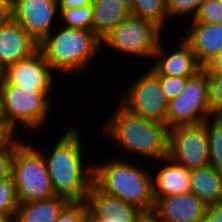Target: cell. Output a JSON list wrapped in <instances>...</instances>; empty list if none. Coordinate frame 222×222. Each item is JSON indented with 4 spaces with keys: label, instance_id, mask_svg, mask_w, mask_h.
Wrapping results in <instances>:
<instances>
[{
    "label": "cell",
    "instance_id": "33",
    "mask_svg": "<svg viewBox=\"0 0 222 222\" xmlns=\"http://www.w3.org/2000/svg\"><path fill=\"white\" fill-rule=\"evenodd\" d=\"M201 222H222V202L207 206L206 215Z\"/></svg>",
    "mask_w": 222,
    "mask_h": 222
},
{
    "label": "cell",
    "instance_id": "7",
    "mask_svg": "<svg viewBox=\"0 0 222 222\" xmlns=\"http://www.w3.org/2000/svg\"><path fill=\"white\" fill-rule=\"evenodd\" d=\"M161 39L163 30L155 23L130 15L101 39V46L153 60Z\"/></svg>",
    "mask_w": 222,
    "mask_h": 222
},
{
    "label": "cell",
    "instance_id": "28",
    "mask_svg": "<svg viewBox=\"0 0 222 222\" xmlns=\"http://www.w3.org/2000/svg\"><path fill=\"white\" fill-rule=\"evenodd\" d=\"M192 23L222 24V4L217 0H205L191 19Z\"/></svg>",
    "mask_w": 222,
    "mask_h": 222
},
{
    "label": "cell",
    "instance_id": "18",
    "mask_svg": "<svg viewBox=\"0 0 222 222\" xmlns=\"http://www.w3.org/2000/svg\"><path fill=\"white\" fill-rule=\"evenodd\" d=\"M164 165L152 177L153 198L181 195L190 192V171L169 157L159 160Z\"/></svg>",
    "mask_w": 222,
    "mask_h": 222
},
{
    "label": "cell",
    "instance_id": "30",
    "mask_svg": "<svg viewBox=\"0 0 222 222\" xmlns=\"http://www.w3.org/2000/svg\"><path fill=\"white\" fill-rule=\"evenodd\" d=\"M156 77L159 79L163 94L165 95L167 101L169 102L183 91L189 78L193 76H183V77L156 76Z\"/></svg>",
    "mask_w": 222,
    "mask_h": 222
},
{
    "label": "cell",
    "instance_id": "29",
    "mask_svg": "<svg viewBox=\"0 0 222 222\" xmlns=\"http://www.w3.org/2000/svg\"><path fill=\"white\" fill-rule=\"evenodd\" d=\"M211 117H222V76L208 73Z\"/></svg>",
    "mask_w": 222,
    "mask_h": 222
},
{
    "label": "cell",
    "instance_id": "35",
    "mask_svg": "<svg viewBox=\"0 0 222 222\" xmlns=\"http://www.w3.org/2000/svg\"><path fill=\"white\" fill-rule=\"evenodd\" d=\"M59 10L82 8L91 5L92 0H57Z\"/></svg>",
    "mask_w": 222,
    "mask_h": 222
},
{
    "label": "cell",
    "instance_id": "39",
    "mask_svg": "<svg viewBox=\"0 0 222 222\" xmlns=\"http://www.w3.org/2000/svg\"><path fill=\"white\" fill-rule=\"evenodd\" d=\"M15 216L4 215L0 213V222H14Z\"/></svg>",
    "mask_w": 222,
    "mask_h": 222
},
{
    "label": "cell",
    "instance_id": "37",
    "mask_svg": "<svg viewBox=\"0 0 222 222\" xmlns=\"http://www.w3.org/2000/svg\"><path fill=\"white\" fill-rule=\"evenodd\" d=\"M10 136L11 134L3 127L0 118V145L3 144Z\"/></svg>",
    "mask_w": 222,
    "mask_h": 222
},
{
    "label": "cell",
    "instance_id": "31",
    "mask_svg": "<svg viewBox=\"0 0 222 222\" xmlns=\"http://www.w3.org/2000/svg\"><path fill=\"white\" fill-rule=\"evenodd\" d=\"M88 213L87 204L82 202H70L60 213L56 222H81Z\"/></svg>",
    "mask_w": 222,
    "mask_h": 222
},
{
    "label": "cell",
    "instance_id": "10",
    "mask_svg": "<svg viewBox=\"0 0 222 222\" xmlns=\"http://www.w3.org/2000/svg\"><path fill=\"white\" fill-rule=\"evenodd\" d=\"M168 157L189 171L210 165L208 135L204 122L169 129Z\"/></svg>",
    "mask_w": 222,
    "mask_h": 222
},
{
    "label": "cell",
    "instance_id": "11",
    "mask_svg": "<svg viewBox=\"0 0 222 222\" xmlns=\"http://www.w3.org/2000/svg\"><path fill=\"white\" fill-rule=\"evenodd\" d=\"M54 71L38 50L31 57L6 66L2 70L1 85L35 89L37 92H52Z\"/></svg>",
    "mask_w": 222,
    "mask_h": 222
},
{
    "label": "cell",
    "instance_id": "5",
    "mask_svg": "<svg viewBox=\"0 0 222 222\" xmlns=\"http://www.w3.org/2000/svg\"><path fill=\"white\" fill-rule=\"evenodd\" d=\"M50 94L51 92H37L35 89L19 86L1 85L3 127L11 135L18 134V125L23 127L22 130L28 129L29 133L43 128L49 119L50 107H52Z\"/></svg>",
    "mask_w": 222,
    "mask_h": 222
},
{
    "label": "cell",
    "instance_id": "4",
    "mask_svg": "<svg viewBox=\"0 0 222 222\" xmlns=\"http://www.w3.org/2000/svg\"><path fill=\"white\" fill-rule=\"evenodd\" d=\"M38 50L54 72L72 75L89 69L102 46L93 31L62 26L54 28L39 43Z\"/></svg>",
    "mask_w": 222,
    "mask_h": 222
},
{
    "label": "cell",
    "instance_id": "17",
    "mask_svg": "<svg viewBox=\"0 0 222 222\" xmlns=\"http://www.w3.org/2000/svg\"><path fill=\"white\" fill-rule=\"evenodd\" d=\"M181 36L204 67L222 49V24L191 23Z\"/></svg>",
    "mask_w": 222,
    "mask_h": 222
},
{
    "label": "cell",
    "instance_id": "32",
    "mask_svg": "<svg viewBox=\"0 0 222 222\" xmlns=\"http://www.w3.org/2000/svg\"><path fill=\"white\" fill-rule=\"evenodd\" d=\"M14 20L13 0H0V27Z\"/></svg>",
    "mask_w": 222,
    "mask_h": 222
},
{
    "label": "cell",
    "instance_id": "8",
    "mask_svg": "<svg viewBox=\"0 0 222 222\" xmlns=\"http://www.w3.org/2000/svg\"><path fill=\"white\" fill-rule=\"evenodd\" d=\"M211 117L208 73L202 69L190 77L183 91L168 102L166 126L203 123Z\"/></svg>",
    "mask_w": 222,
    "mask_h": 222
},
{
    "label": "cell",
    "instance_id": "40",
    "mask_svg": "<svg viewBox=\"0 0 222 222\" xmlns=\"http://www.w3.org/2000/svg\"><path fill=\"white\" fill-rule=\"evenodd\" d=\"M81 222H95V220L87 213Z\"/></svg>",
    "mask_w": 222,
    "mask_h": 222
},
{
    "label": "cell",
    "instance_id": "34",
    "mask_svg": "<svg viewBox=\"0 0 222 222\" xmlns=\"http://www.w3.org/2000/svg\"><path fill=\"white\" fill-rule=\"evenodd\" d=\"M207 73L222 76V49L203 67Z\"/></svg>",
    "mask_w": 222,
    "mask_h": 222
},
{
    "label": "cell",
    "instance_id": "19",
    "mask_svg": "<svg viewBox=\"0 0 222 222\" xmlns=\"http://www.w3.org/2000/svg\"><path fill=\"white\" fill-rule=\"evenodd\" d=\"M190 192L207 206L222 202V171L212 165L190 171Z\"/></svg>",
    "mask_w": 222,
    "mask_h": 222
},
{
    "label": "cell",
    "instance_id": "20",
    "mask_svg": "<svg viewBox=\"0 0 222 222\" xmlns=\"http://www.w3.org/2000/svg\"><path fill=\"white\" fill-rule=\"evenodd\" d=\"M69 203L68 199L60 196L42 201L19 203L14 222H56Z\"/></svg>",
    "mask_w": 222,
    "mask_h": 222
},
{
    "label": "cell",
    "instance_id": "38",
    "mask_svg": "<svg viewBox=\"0 0 222 222\" xmlns=\"http://www.w3.org/2000/svg\"><path fill=\"white\" fill-rule=\"evenodd\" d=\"M128 11L132 12L134 7V0H118Z\"/></svg>",
    "mask_w": 222,
    "mask_h": 222
},
{
    "label": "cell",
    "instance_id": "26",
    "mask_svg": "<svg viewBox=\"0 0 222 222\" xmlns=\"http://www.w3.org/2000/svg\"><path fill=\"white\" fill-rule=\"evenodd\" d=\"M22 141L17 135H11L0 145V181L11 178L15 149Z\"/></svg>",
    "mask_w": 222,
    "mask_h": 222
},
{
    "label": "cell",
    "instance_id": "42",
    "mask_svg": "<svg viewBox=\"0 0 222 222\" xmlns=\"http://www.w3.org/2000/svg\"><path fill=\"white\" fill-rule=\"evenodd\" d=\"M1 76H2V69L0 68V78H1Z\"/></svg>",
    "mask_w": 222,
    "mask_h": 222
},
{
    "label": "cell",
    "instance_id": "14",
    "mask_svg": "<svg viewBox=\"0 0 222 222\" xmlns=\"http://www.w3.org/2000/svg\"><path fill=\"white\" fill-rule=\"evenodd\" d=\"M88 214L95 222H137L144 213L137 206L104 193L94 183L86 196Z\"/></svg>",
    "mask_w": 222,
    "mask_h": 222
},
{
    "label": "cell",
    "instance_id": "13",
    "mask_svg": "<svg viewBox=\"0 0 222 222\" xmlns=\"http://www.w3.org/2000/svg\"><path fill=\"white\" fill-rule=\"evenodd\" d=\"M162 39L154 53L155 63H151L148 68L155 76L167 77H183L194 76L203 67L197 62L196 56L192 51L191 46L180 36L179 45L176 50H171L170 53L165 48ZM169 52V53H168Z\"/></svg>",
    "mask_w": 222,
    "mask_h": 222
},
{
    "label": "cell",
    "instance_id": "21",
    "mask_svg": "<svg viewBox=\"0 0 222 222\" xmlns=\"http://www.w3.org/2000/svg\"><path fill=\"white\" fill-rule=\"evenodd\" d=\"M93 32L102 39L131 15L118 0H92Z\"/></svg>",
    "mask_w": 222,
    "mask_h": 222
},
{
    "label": "cell",
    "instance_id": "24",
    "mask_svg": "<svg viewBox=\"0 0 222 222\" xmlns=\"http://www.w3.org/2000/svg\"><path fill=\"white\" fill-rule=\"evenodd\" d=\"M58 19L64 24L62 25L63 27L93 31V13L91 5L82 8L59 10Z\"/></svg>",
    "mask_w": 222,
    "mask_h": 222
},
{
    "label": "cell",
    "instance_id": "15",
    "mask_svg": "<svg viewBox=\"0 0 222 222\" xmlns=\"http://www.w3.org/2000/svg\"><path fill=\"white\" fill-rule=\"evenodd\" d=\"M207 205L189 192L181 195L159 197L153 213L161 222H201Z\"/></svg>",
    "mask_w": 222,
    "mask_h": 222
},
{
    "label": "cell",
    "instance_id": "25",
    "mask_svg": "<svg viewBox=\"0 0 222 222\" xmlns=\"http://www.w3.org/2000/svg\"><path fill=\"white\" fill-rule=\"evenodd\" d=\"M19 201L13 178L0 181V213L15 216Z\"/></svg>",
    "mask_w": 222,
    "mask_h": 222
},
{
    "label": "cell",
    "instance_id": "27",
    "mask_svg": "<svg viewBox=\"0 0 222 222\" xmlns=\"http://www.w3.org/2000/svg\"><path fill=\"white\" fill-rule=\"evenodd\" d=\"M204 1L205 0H166V12L168 18H170L171 20V18L173 17V20L174 17H190L191 15V19H193L197 14L200 5Z\"/></svg>",
    "mask_w": 222,
    "mask_h": 222
},
{
    "label": "cell",
    "instance_id": "23",
    "mask_svg": "<svg viewBox=\"0 0 222 222\" xmlns=\"http://www.w3.org/2000/svg\"><path fill=\"white\" fill-rule=\"evenodd\" d=\"M204 125L208 135L210 165L222 171V117L207 118Z\"/></svg>",
    "mask_w": 222,
    "mask_h": 222
},
{
    "label": "cell",
    "instance_id": "9",
    "mask_svg": "<svg viewBox=\"0 0 222 222\" xmlns=\"http://www.w3.org/2000/svg\"><path fill=\"white\" fill-rule=\"evenodd\" d=\"M125 88L119 102L124 108L145 119L166 124L168 101L159 79L149 69Z\"/></svg>",
    "mask_w": 222,
    "mask_h": 222
},
{
    "label": "cell",
    "instance_id": "41",
    "mask_svg": "<svg viewBox=\"0 0 222 222\" xmlns=\"http://www.w3.org/2000/svg\"><path fill=\"white\" fill-rule=\"evenodd\" d=\"M0 118H1V78H0Z\"/></svg>",
    "mask_w": 222,
    "mask_h": 222
},
{
    "label": "cell",
    "instance_id": "22",
    "mask_svg": "<svg viewBox=\"0 0 222 222\" xmlns=\"http://www.w3.org/2000/svg\"><path fill=\"white\" fill-rule=\"evenodd\" d=\"M131 15L151 21L163 31L170 20L166 12V0H134Z\"/></svg>",
    "mask_w": 222,
    "mask_h": 222
},
{
    "label": "cell",
    "instance_id": "16",
    "mask_svg": "<svg viewBox=\"0 0 222 222\" xmlns=\"http://www.w3.org/2000/svg\"><path fill=\"white\" fill-rule=\"evenodd\" d=\"M38 45L15 20L0 27V68L31 57Z\"/></svg>",
    "mask_w": 222,
    "mask_h": 222
},
{
    "label": "cell",
    "instance_id": "36",
    "mask_svg": "<svg viewBox=\"0 0 222 222\" xmlns=\"http://www.w3.org/2000/svg\"><path fill=\"white\" fill-rule=\"evenodd\" d=\"M137 222H161L153 212H144Z\"/></svg>",
    "mask_w": 222,
    "mask_h": 222
},
{
    "label": "cell",
    "instance_id": "12",
    "mask_svg": "<svg viewBox=\"0 0 222 222\" xmlns=\"http://www.w3.org/2000/svg\"><path fill=\"white\" fill-rule=\"evenodd\" d=\"M14 20L38 43L55 27L57 0H13ZM57 16V17H56ZM55 25V26H54Z\"/></svg>",
    "mask_w": 222,
    "mask_h": 222
},
{
    "label": "cell",
    "instance_id": "3",
    "mask_svg": "<svg viewBox=\"0 0 222 222\" xmlns=\"http://www.w3.org/2000/svg\"><path fill=\"white\" fill-rule=\"evenodd\" d=\"M128 159L112 157L94 164L93 183L104 193L137 206L143 212H153L152 172Z\"/></svg>",
    "mask_w": 222,
    "mask_h": 222
},
{
    "label": "cell",
    "instance_id": "6",
    "mask_svg": "<svg viewBox=\"0 0 222 222\" xmlns=\"http://www.w3.org/2000/svg\"><path fill=\"white\" fill-rule=\"evenodd\" d=\"M28 142V143H26ZM19 203H30L55 197L42 154L29 141L15 149L12 172Z\"/></svg>",
    "mask_w": 222,
    "mask_h": 222
},
{
    "label": "cell",
    "instance_id": "2",
    "mask_svg": "<svg viewBox=\"0 0 222 222\" xmlns=\"http://www.w3.org/2000/svg\"><path fill=\"white\" fill-rule=\"evenodd\" d=\"M102 129L114 145L128 156L161 160L168 157V128L153 120L131 113L120 103Z\"/></svg>",
    "mask_w": 222,
    "mask_h": 222
},
{
    "label": "cell",
    "instance_id": "1",
    "mask_svg": "<svg viewBox=\"0 0 222 222\" xmlns=\"http://www.w3.org/2000/svg\"><path fill=\"white\" fill-rule=\"evenodd\" d=\"M80 131L73 125L66 126L52 151L48 149L49 154L36 148L45 160L55 196L70 202L85 201L94 177L93 164L87 166L84 161L86 153H83Z\"/></svg>",
    "mask_w": 222,
    "mask_h": 222
}]
</instances>
